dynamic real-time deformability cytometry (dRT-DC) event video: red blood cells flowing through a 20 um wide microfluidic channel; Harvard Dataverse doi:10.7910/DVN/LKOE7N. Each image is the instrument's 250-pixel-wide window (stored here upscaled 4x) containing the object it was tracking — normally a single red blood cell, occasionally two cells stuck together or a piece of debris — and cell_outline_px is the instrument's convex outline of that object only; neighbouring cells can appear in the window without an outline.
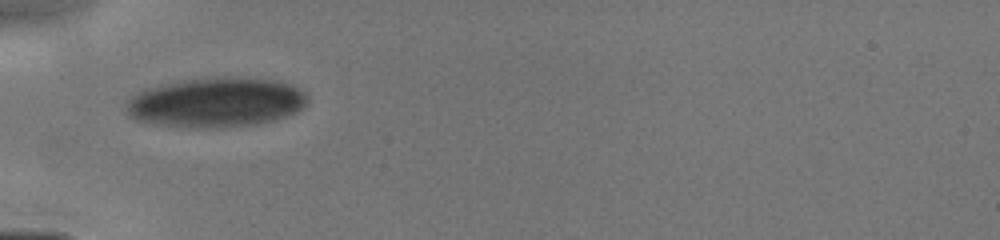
{"species": "human", "species_latin": "Homo sapiens", "temperature_condition": "cold", "stored_images_in_passage": 8, "camera_frame_rate_fps": 3000, "um_per_image_px": 0.085, "donor": {"sex": "male"}, "frame": {"image": 1, "passage_image": 1, "time_ms": 0.0, "image_size_px": [1000, 240], "cell_outline_px": [[304, 104], [296, 112], [272, 120], [256, 124], [220, 128], [196, 128], [160, 124], [136, 120], [128, 112], [124, 104], [136, 92], [144, 88], [160, 84], [212, 76], [240, 76], [276, 80], [292, 84], [304, 96]], "centroid_in_image_um": [18.31, 8.68], "position_along_channel_um": 66.7, "area_um2": 52.54}}
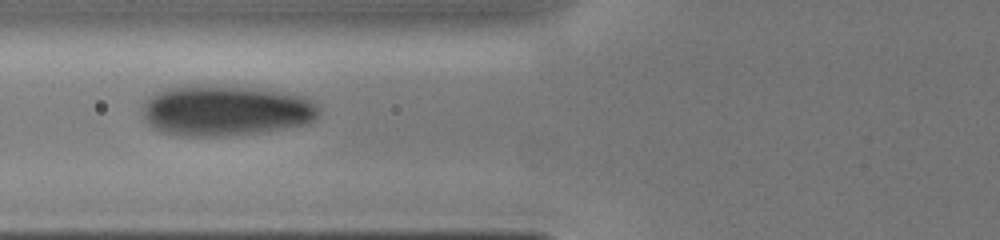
{"frame": {"image": 2, "passage_image": 7, "time_ms": 1.0, "image_size_px": [1000, 240], "cell_outline_px": [[320, 112], [316, 120], [304, 124], [268, 132], [224, 136], [180, 136], [160, 132], [152, 128], [144, 120], [144, 100], [148, 96], [164, 88], [184, 84], [208, 84], [256, 88], [292, 92], [304, 96], [316, 104], [320, 108]], "centroid_in_image_um": [19.17, 9.38], "position_along_channel_um": 106.6, "area_um2": 53.52}}